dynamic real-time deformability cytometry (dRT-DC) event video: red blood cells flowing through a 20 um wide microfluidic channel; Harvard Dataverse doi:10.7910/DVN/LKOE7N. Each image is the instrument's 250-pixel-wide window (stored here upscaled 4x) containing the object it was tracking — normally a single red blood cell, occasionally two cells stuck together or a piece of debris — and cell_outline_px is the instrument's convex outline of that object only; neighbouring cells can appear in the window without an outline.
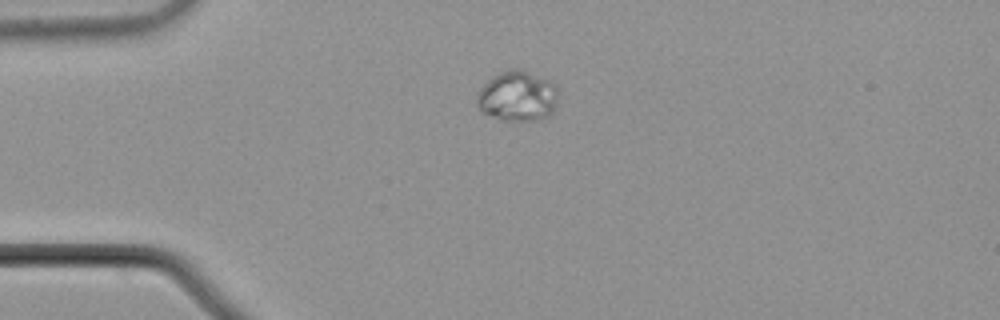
{"species": "common noctule bat (a hibernating species)", "species_latin": "Nyctalus noctula", "temperature_condition": "cold", "stored_images_in_passage": 42, "camera_frame_rate_fps": 3000, "um_per_image_px": 0.085, "animal": {"sex": "male", "body_mass_g": 21.5, "forearm_length_mm": 52.0}, "frame": {"image": 1, "passage_image": 1, "time_ms": 0.0, "image_size_px": [1000, 320], "cell_outline_px": [[556, 108], [548, 116], [540, 120], [500, 120], [480, 112], [476, 100], [476, 92], [492, 76], [500, 72], [512, 68], [520, 68], [552, 80], [556, 84]], "centroid_in_image_um": [43.97, 8.16], "position_along_channel_um": 41.0, "area_um2": 24.33}}
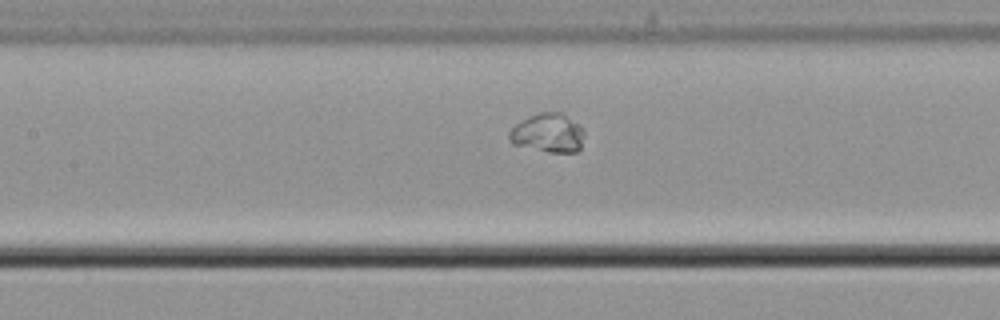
{"frame": {"image": 2, "passage_image": 13, "time_ms": 4.0, "image_size_px": [1000, 320], "cell_outline_px": [[584, 136], [580, 148], [576, 152], [548, 152], [512, 144], [508, 140], [508, 132], [520, 120], [528, 116], [540, 112], [560, 112], [580, 124], [584, 128]], "centroid_in_image_um": [46.57, 11.3], "position_along_channel_um": 160.8, "area_um2": 17.28}}
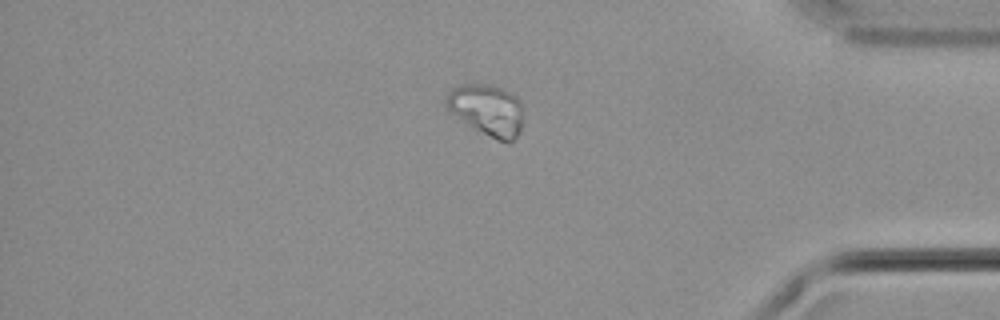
{"frame": {"image": 3, "passage_image": 34, "time_ms": 11.0, "image_size_px": [1000, 320], "cell_outline_px": [[520, 132], [512, 140], [500, 140], [472, 128], [452, 112], [444, 104], [444, 100], [448, 92], [452, 88], [460, 84], [492, 84], [504, 88], [512, 92], [520, 100]], "centroid_in_image_um": [41.35, 9.28], "position_along_channel_um": 393.8, "area_um2": 22.72}, "authors_computed_cell_mechanics": {"area_um2": 18.8717, "velocity_mm_per_s": 3.6869, "shape_relaxation_time_tau1_ms": 6.9443, "shape_relaxation_time_tau2_ms": null, "deformation_change_tau1": null, "deformation_change_tau2": null}}